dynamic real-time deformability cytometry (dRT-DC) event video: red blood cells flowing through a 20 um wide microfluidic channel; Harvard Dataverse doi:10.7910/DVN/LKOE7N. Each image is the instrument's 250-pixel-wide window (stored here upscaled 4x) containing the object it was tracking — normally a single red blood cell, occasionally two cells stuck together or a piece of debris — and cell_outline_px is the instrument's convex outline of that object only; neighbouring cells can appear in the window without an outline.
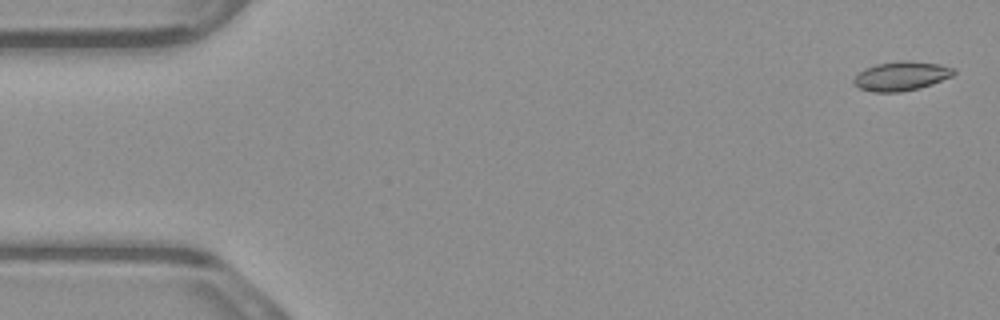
{"species": "common noctule bat (a hibernating species)", "species_latin": "Nyctalus noctula", "temperature_condition": "warm", "stored_images_in_passage": 54, "camera_frame_rate_fps": 3000, "um_per_image_px": 0.085, "animal": {"sex": "male", "body_mass_g": 23.1, "forearm_length_mm": 52.7}, "frame": {"image": 1, "passage_image": 2, "time_ms": 0.333, "image_size_px": [1000, 320], "cell_outline_px": [[956, 72], [952, 76], [932, 84], [920, 88], [900, 92], [872, 92], [860, 88], [852, 84], [852, 80], [864, 68], [876, 64], [904, 60], [908, 60], [940, 64], [956, 68]], "centroid_in_image_um": [76.62, 6.46], "position_along_channel_um": 8.4, "area_um2": 17.17}}
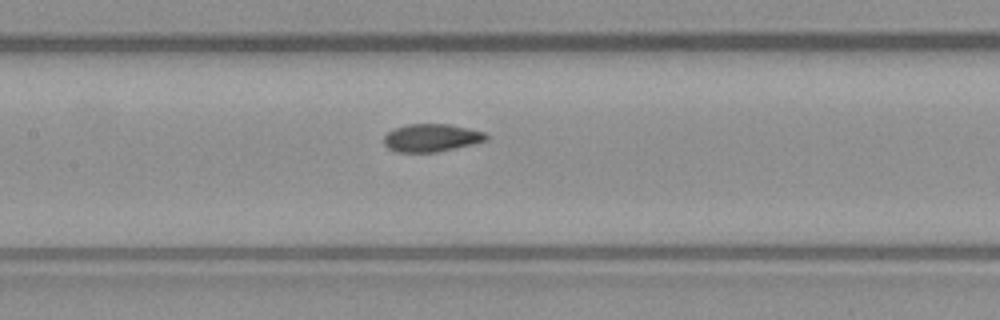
{"frame": {"image": 2, "passage_image": 25, "time_ms": 8.0, "image_size_px": [1000, 320], "cell_outline_px": [[488, 140], [456, 148], [436, 152], [396, 152], [388, 148], [384, 144], [384, 136], [388, 132], [396, 128], [408, 124], [448, 124], [468, 128], [484, 132], [488, 136]], "centroid_in_image_um": [36.67, 11.72], "position_along_channel_um": 170.7, "area_um2": 16.53}}
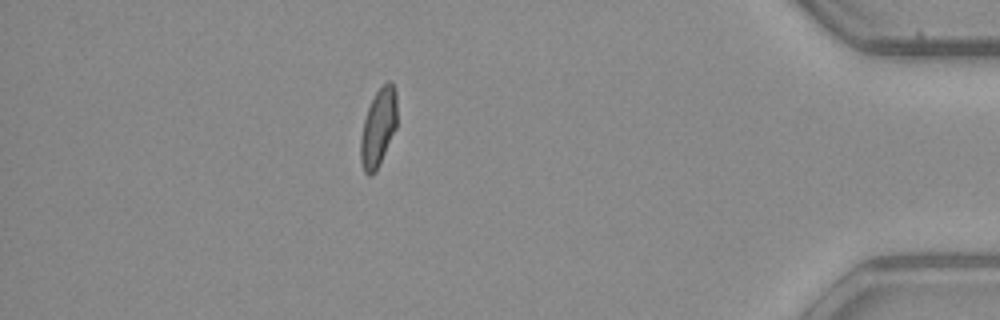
{"frame": {"image": 3, "passage_image": 47, "time_ms": 15.333, "image_size_px": [1000, 320], "cell_outline_px": [[396, 128], [376, 172], [372, 176], [368, 176], [364, 172], [360, 160], [360, 140], [364, 120], [368, 108], [376, 92], [388, 80], [392, 84], [396, 92]], "centroid_in_image_um": [32.14, 10.9], "position_along_channel_um": 403.1, "area_um2": 16.42}, "authors_computed_cell_mechanics": {"area_um2": 16.7331, "velocity_mm_per_s": 3.8706, "shape_relaxation_time_tau1_ms": 3.6592, "shape_relaxation_time_tau2_ms": 1.6596, "deformation_change_tau1": 0.1199, "deformation_change_tau2": 0.0559}}